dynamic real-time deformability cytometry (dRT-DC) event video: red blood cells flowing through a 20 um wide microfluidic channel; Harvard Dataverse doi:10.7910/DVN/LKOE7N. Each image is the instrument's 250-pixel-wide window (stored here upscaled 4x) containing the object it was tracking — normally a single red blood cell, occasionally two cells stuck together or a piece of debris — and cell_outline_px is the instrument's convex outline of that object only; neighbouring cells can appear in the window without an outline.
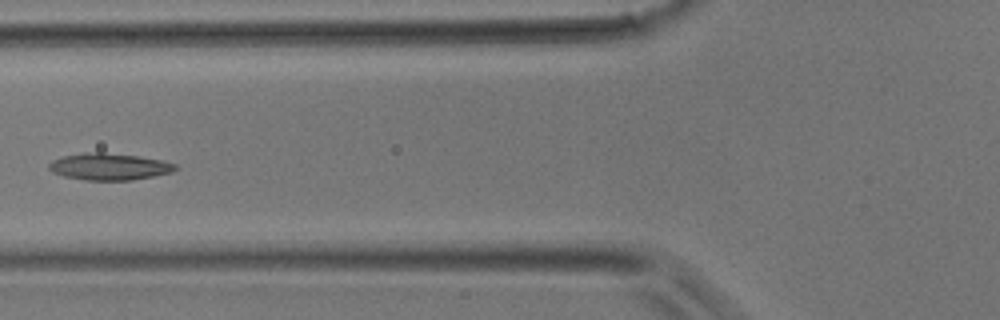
{"species": "common noctule bat (a hibernating species)", "species_latin": "Nyctalus noctula", "temperature_condition": "room temperature", "stored_images_in_passage": 22, "camera_frame_rate_fps": 3000, "um_per_image_px": 0.085, "animal": {"sex": "male", "body_mass_g": 17.9}, "frame": {"image": 1, "passage_image": 15, "time_ms": 4.667, "image_size_px": [1000, 320], "cell_outline_px": [[180, 168], [172, 172], [132, 180], [84, 180], [64, 176], [52, 172], [48, 168], [48, 164], [52, 160], [64, 156], [84, 152], [100, 152], [136, 156], [160, 160], [176, 164]], "centroid_in_image_um": [9.27, 14.17], "position_along_channel_um": 116.5, "area_um2": 19.65}}
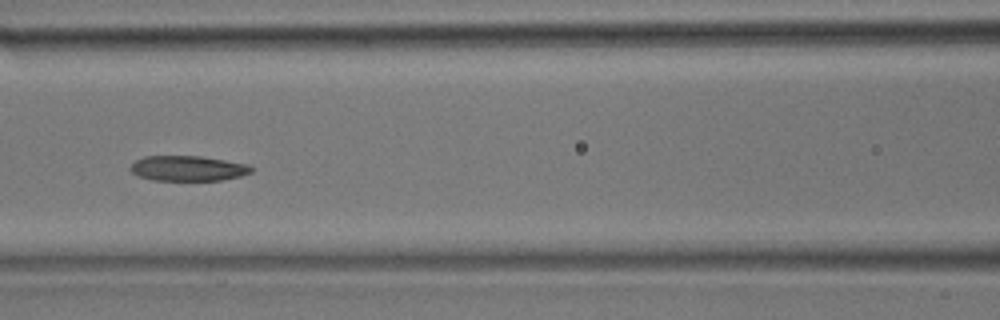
{"frame": {"image": 2, "passage_image": 17, "time_ms": 5.333, "image_size_px": [1000, 320], "cell_outline_px": [[252, 172], [240, 176], [220, 180], [152, 180], [136, 176], [128, 168], [136, 160], [144, 156], [200, 156], [248, 164], [252, 168]], "centroid_in_image_um": [15.93, 14.31], "position_along_channel_um": 150.7, "area_um2": 17.74}}